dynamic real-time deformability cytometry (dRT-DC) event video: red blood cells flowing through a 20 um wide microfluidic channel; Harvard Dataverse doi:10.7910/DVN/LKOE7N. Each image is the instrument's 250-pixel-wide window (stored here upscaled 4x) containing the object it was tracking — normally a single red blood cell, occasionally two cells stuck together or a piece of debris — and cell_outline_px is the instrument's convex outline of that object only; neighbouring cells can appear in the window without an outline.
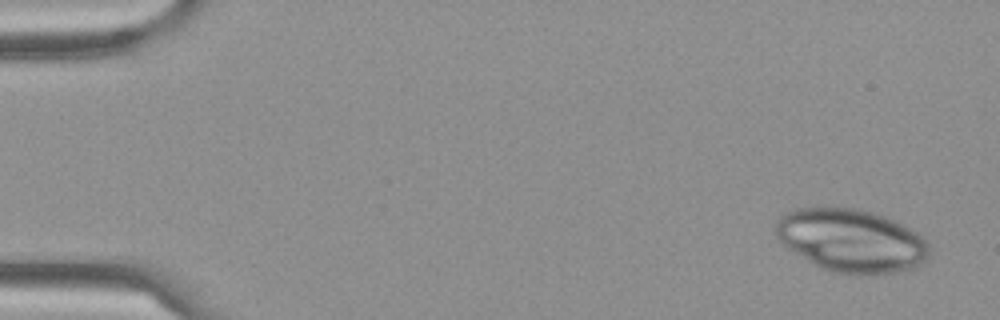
{"species": "Egyptian fruit bat (a non-hibernating species)", "species_latin": "Rousettus aegyptiacus", "temperature_condition": "cold", "stored_images_in_passage": 59, "camera_frame_rate_fps": 3000, "um_per_image_px": 0.085, "frame": {"image": 1, "passage_image": 3, "time_ms": 0.667, "image_size_px": [1000, 320], "cell_outline_px": [[928, 252], [924, 260], [916, 268], [896, 272], [872, 276], [856, 276], [832, 272], [820, 268], [788, 248], [776, 236], [776, 224], [780, 216], [784, 212], [796, 208], [852, 208], [884, 216], [896, 220], [904, 224], [916, 232], [928, 244]], "centroid_in_image_um": [72.36, 20.48], "position_along_channel_um": 12.6, "area_um2": 56.59}}
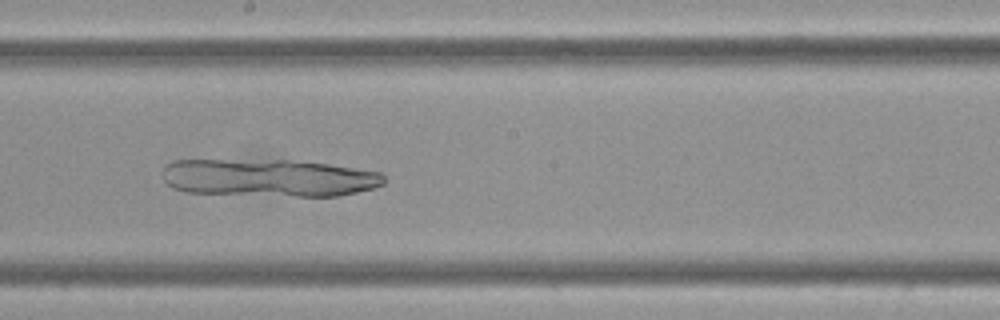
{"frame": {"image": 2, "passage_image": 33, "time_ms": 10.667, "image_size_px": [1000, 320], "cell_outline_px": [[384, 184], [372, 188], [340, 196], [296, 196], [184, 192], [172, 188], [164, 180], [164, 168], [172, 160], [288, 160], [328, 164], [380, 172], [384, 176]], "centroid_in_image_um": [22.84, 15.11], "position_along_channel_um": 225.4, "area_um2": 48.38}}
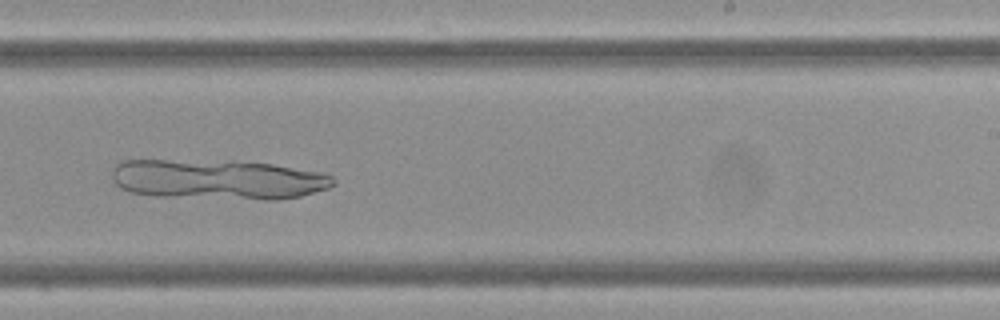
{"frame": {"image": 3, "passage_image": 37, "time_ms": 12.0, "image_size_px": [1000, 320], "cell_outline_px": [[336, 184], [328, 188], [300, 196], [276, 200], [264, 200], [156, 196], [128, 192], [120, 188], [112, 180], [112, 168], [116, 164], [124, 160], [232, 160], [272, 164], [320, 172], [332, 176], [336, 180]], "centroid_in_image_um": [18.5, 15.25], "position_along_channel_um": 270.5, "area_um2": 52.31}}